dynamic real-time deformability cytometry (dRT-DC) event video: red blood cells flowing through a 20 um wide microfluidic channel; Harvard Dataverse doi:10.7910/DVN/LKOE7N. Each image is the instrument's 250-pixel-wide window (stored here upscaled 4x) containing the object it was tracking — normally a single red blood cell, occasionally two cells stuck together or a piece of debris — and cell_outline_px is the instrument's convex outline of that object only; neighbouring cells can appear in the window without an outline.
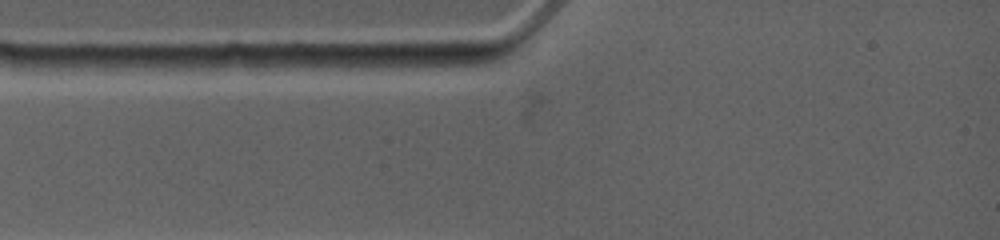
{"species": "common noctule bat (a hibernating species)", "species_latin": "Nyctalus noctula", "temperature_condition": "warm", "stored_images_in_passage": 3, "camera_frame_rate_fps": 4500, "um_per_image_px": 0.085, "animal": {"sex": "female", "body_mass_g": 19.0, "forearm_length_mm": 53.3}, "frame": {"image": 1, "passage_image": 3, "time_ms": 1.333, "image_size_px": [1000, 240], "cell_outline_px": [[440, 64], [380, 72], [356, 72], [316, 64], [328, 56], [404, 56]], "centroid_in_image_um": [31.72, 5.37], "position_along_channel_um": 53.3, "area_um2": 10.06}}